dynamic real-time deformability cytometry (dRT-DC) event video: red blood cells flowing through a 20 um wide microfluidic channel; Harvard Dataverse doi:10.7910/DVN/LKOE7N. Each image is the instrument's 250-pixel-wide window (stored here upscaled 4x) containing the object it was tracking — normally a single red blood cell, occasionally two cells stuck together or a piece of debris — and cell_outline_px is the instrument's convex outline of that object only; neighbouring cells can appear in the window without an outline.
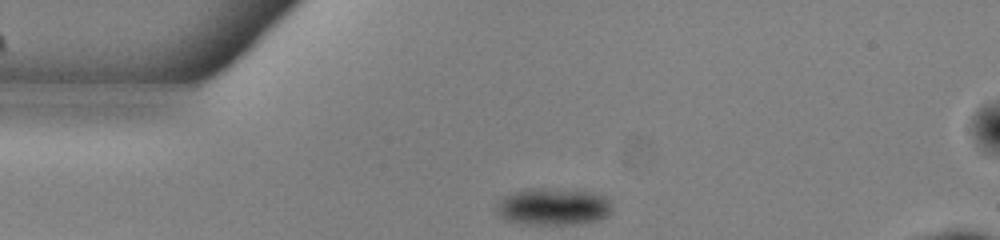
{"species": "common noctule bat (a hibernating species)", "species_latin": "Nyctalus noctula", "temperature_condition": "warm", "stored_images_in_passage": 41, "camera_frame_rate_fps": 3000, "um_per_image_px": 0.085, "animal": {"sex": "male", "body_mass_g": 13.0, "forearm_length_mm": 53.1}, "frame": {"image": 1, "passage_image": 1, "time_ms": 0.0, "image_size_px": [1000, 240], "cell_outline_px": [[612, 212], [608, 216], [600, 220], [584, 224], [524, 224], [504, 220], [500, 216], [496, 208], [496, 204], [504, 196], [528, 188], [576, 188], [608, 196], [612, 200]], "centroid_in_image_um": [47.12, 17.55], "position_along_channel_um": 37.9, "area_um2": 25.89}}
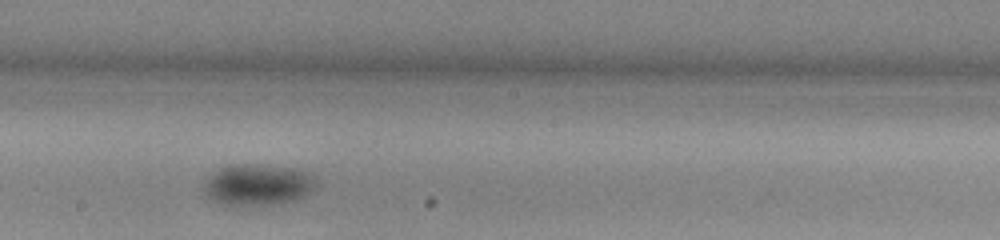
{"frame": {"image": 2, "passage_image": 18, "time_ms": 5.667, "image_size_px": [1000, 240], "cell_outline_px": [[316, 188], [312, 192], [304, 196], [292, 200], [268, 204], [224, 204], [212, 200], [204, 192], [200, 184], [208, 176], [220, 168], [236, 164], [260, 164], [296, 168], [312, 176], [316, 184]], "centroid_in_image_um": [21.87, 15.67], "position_along_channel_um": 226.3, "area_um2": 26.82}}
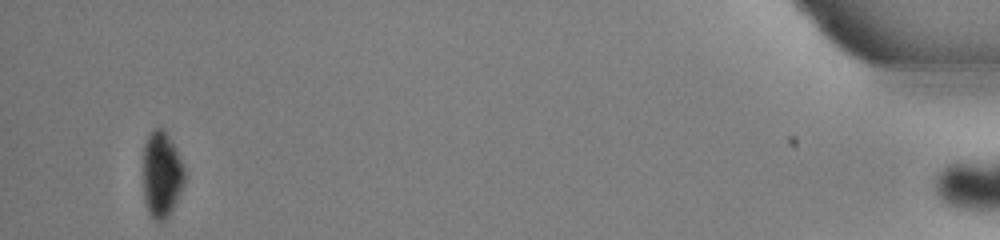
{"frame": {"image": 3, "passage_image": 40, "time_ms": 13.0, "image_size_px": [1000, 240], "cell_outline_px": [[184, 184], [168, 216], [160, 224], [156, 224], [152, 220], [144, 204], [144, 144], [148, 136], [156, 128], [164, 128], [176, 148], [184, 168]], "centroid_in_image_um": [13.73, 14.88], "position_along_channel_um": 421.5, "area_um2": 20.81}}